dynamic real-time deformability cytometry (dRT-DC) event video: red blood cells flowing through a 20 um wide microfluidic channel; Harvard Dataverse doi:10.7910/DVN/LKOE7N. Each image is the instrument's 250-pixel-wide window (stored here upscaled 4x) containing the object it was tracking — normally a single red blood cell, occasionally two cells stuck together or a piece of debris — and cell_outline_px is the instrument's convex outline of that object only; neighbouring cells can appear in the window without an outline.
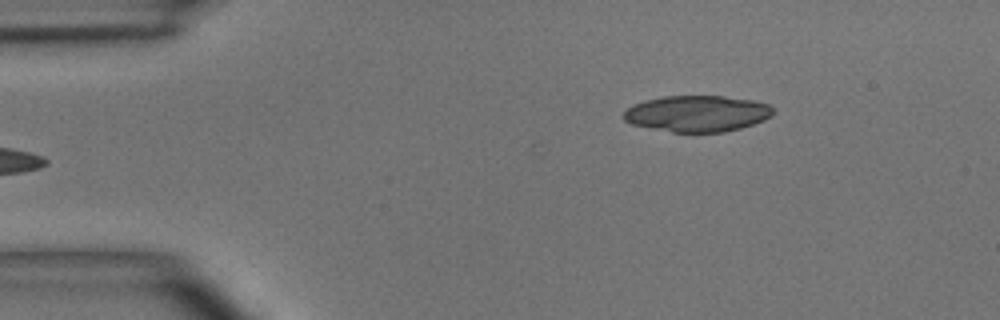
{"species": "common noctule bat (a hibernating species)", "species_latin": "Nyctalus noctula", "temperature_condition": "room temperature", "stored_images_in_passage": 3, "camera_frame_rate_fps": 3000, "um_per_image_px": 0.085, "animal": {"sex": "male", "body_mass_g": 15.6}, "frame": {"image": 1, "passage_image": 1, "time_ms": 0.0, "image_size_px": [1000, 320], "cell_outline_px": [[776, 108], [772, 116], [764, 120], [740, 128], [724, 132], [672, 132], [632, 124], [624, 120], [624, 112], [632, 104], [664, 96], [724, 96], [752, 100], [768, 104]], "centroid_in_image_um": [59.3, 9.65], "position_along_channel_um": 25.7, "area_um2": 31.5}}